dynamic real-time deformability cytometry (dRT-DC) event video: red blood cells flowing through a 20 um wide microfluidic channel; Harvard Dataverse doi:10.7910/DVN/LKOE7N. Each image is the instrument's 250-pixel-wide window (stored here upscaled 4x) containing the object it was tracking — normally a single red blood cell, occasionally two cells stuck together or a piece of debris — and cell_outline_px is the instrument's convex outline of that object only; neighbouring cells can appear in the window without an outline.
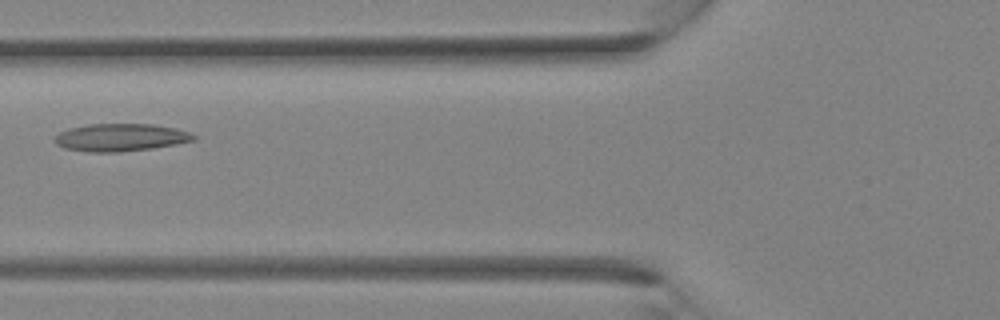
{"species": "Egyptian fruit bat (a non-hibernating species)", "species_latin": "Rousettus aegyptiacus", "temperature_condition": "room temperature", "stored_images_in_passage": 34, "camera_frame_rate_fps": 3000, "um_per_image_px": 0.085, "animal": {"sex": "female"}, "frame": {"image": 1, "passage_image": 12, "time_ms": 3.667, "image_size_px": [1000, 320], "cell_outline_px": [[196, 140], [176, 144], [152, 148], [120, 152], [88, 152], [64, 148], [56, 144], [52, 140], [60, 132], [68, 128], [88, 124], [152, 124], [176, 128], [188, 132], [196, 136]], "centroid_in_image_um": [10.22, 11.68], "position_along_channel_um": 115.6, "area_um2": 22.43}}
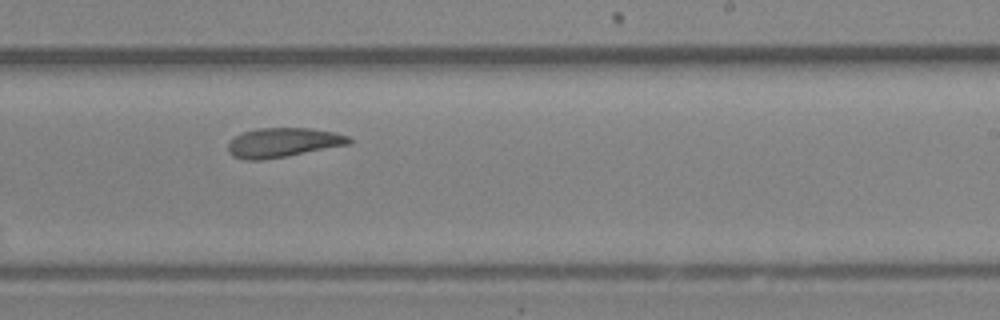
{"frame": {"image": 2, "passage_image": 20, "time_ms": 6.333, "image_size_px": [1000, 320], "cell_outline_px": [[352, 144], [284, 156], [260, 160], [244, 160], [232, 156], [228, 152], [228, 144], [236, 136], [244, 132], [260, 128], [312, 128], [332, 132], [348, 136], [352, 140]], "centroid_in_image_um": [24.06, 12.12], "position_along_channel_um": 264.9, "area_um2": 20.52}}
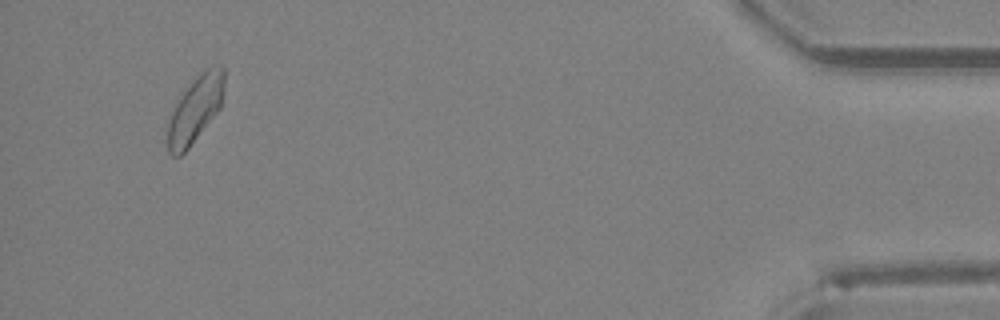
{"frame": {"image": 3, "passage_image": 32, "time_ms": 10.333, "image_size_px": [1000, 320], "cell_outline_px": [[224, 92], [220, 108], [188, 148], [180, 156], [172, 156], [168, 152], [168, 124], [172, 112], [180, 92], [204, 68], [216, 64], [220, 64], [224, 68]], "centroid_in_image_um": [16.61, 9.22], "position_along_channel_um": 418.6, "area_um2": 22.08}}